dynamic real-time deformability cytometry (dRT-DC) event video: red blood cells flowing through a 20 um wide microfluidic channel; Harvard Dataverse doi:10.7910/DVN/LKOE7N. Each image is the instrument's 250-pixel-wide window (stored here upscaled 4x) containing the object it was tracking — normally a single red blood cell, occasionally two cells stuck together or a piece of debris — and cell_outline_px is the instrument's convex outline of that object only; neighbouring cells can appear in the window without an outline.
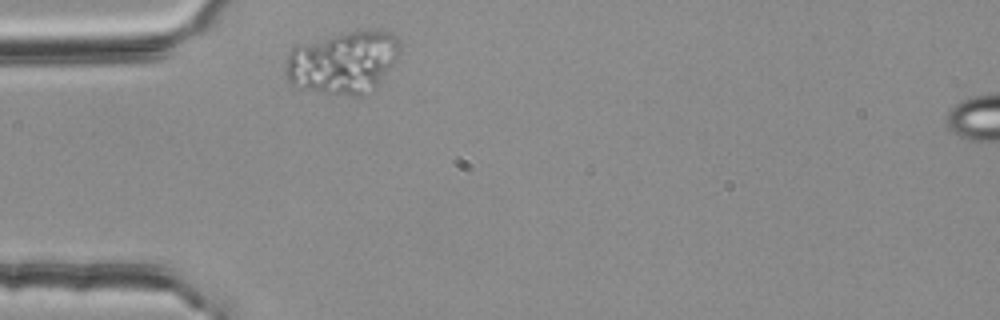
{"species": "common noctule bat (a hibernating species)", "species_latin": "Nyctalus noctula", "temperature_condition": "room temperature", "stored_images_in_passage": 43, "camera_frame_rate_fps": 3000, "um_per_image_px": 0.085, "animal": {"sex": "female", "body_mass_g": 25.1}, "frame": {"image": 1, "passage_image": 1, "time_ms": 0.0, "image_size_px": [1000, 320], "cell_outline_px": [[400, 52], [396, 60], [376, 88], [368, 96], [344, 96], [316, 92], [292, 88], [288, 84], [284, 76], [284, 64], [288, 52], [292, 48], [340, 32], [368, 28], [376, 28], [392, 32], [400, 40]], "centroid_in_image_um": [29.16, 5.31], "position_along_channel_um": 55.8, "area_um2": 43.47}}
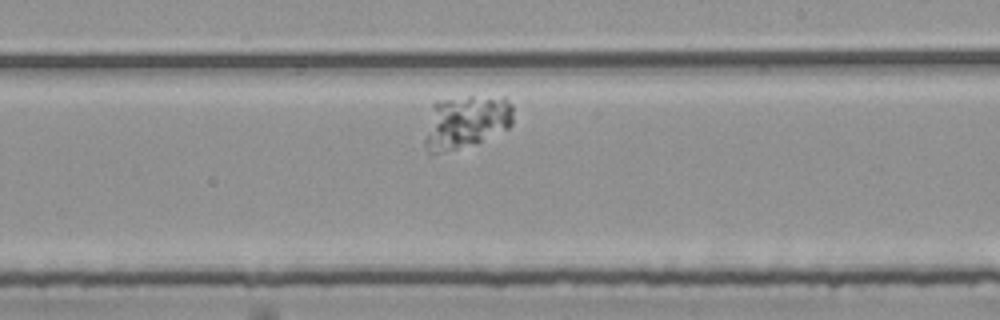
{"frame": {"image": 2, "passage_image": 19, "time_ms": 6.0, "image_size_px": [1000, 320], "cell_outline_px": [[512, 124], [508, 128], [480, 140], [444, 152], [428, 156], [424, 144], [424, 140], [432, 104], [436, 100], [468, 96], [504, 96], [512, 104]], "centroid_in_image_um": [39.56, 10.33], "position_along_channel_um": 249.4, "area_um2": 27.46}}
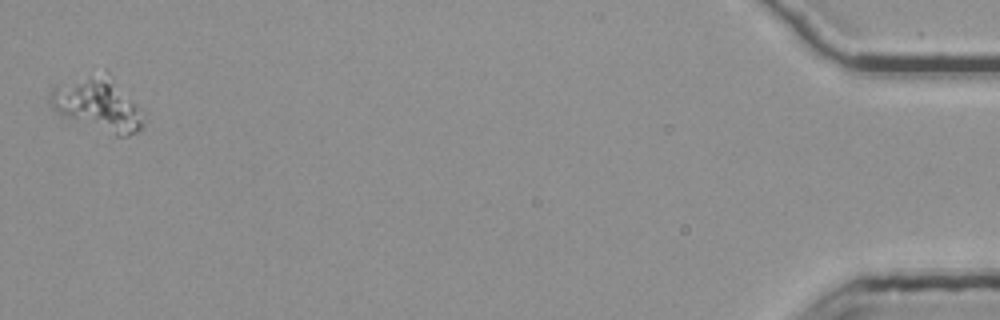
{"frame": {"image": 3, "passage_image": 43, "time_ms": 14.0, "image_size_px": [1000, 320], "cell_outline_px": [[144, 120], [140, 128], [136, 132], [128, 136], [116, 136], [64, 116], [52, 108], [48, 100], [52, 88], [88, 76], [108, 72], [112, 76], [136, 108]], "centroid_in_image_um": [8.28, 8.9], "position_along_channel_um": 426.9, "area_um2": 27.51}}